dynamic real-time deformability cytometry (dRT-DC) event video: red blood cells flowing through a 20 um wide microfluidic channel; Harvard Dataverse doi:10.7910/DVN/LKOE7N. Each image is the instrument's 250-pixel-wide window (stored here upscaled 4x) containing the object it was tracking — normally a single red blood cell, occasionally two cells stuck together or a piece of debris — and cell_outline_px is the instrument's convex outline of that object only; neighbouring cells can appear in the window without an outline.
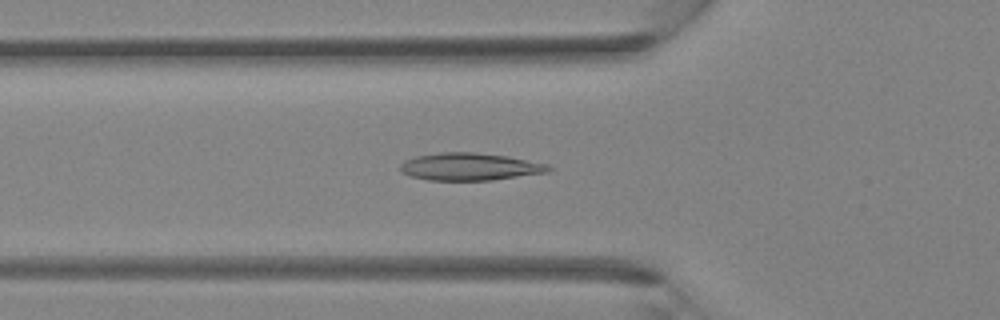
{"species": "Egyptian fruit bat (a non-hibernating species)", "species_latin": "Rousettus aegyptiacus", "temperature_condition": "room temperature", "stored_images_in_passage": 40, "camera_frame_rate_fps": 3000, "um_per_image_px": 0.085, "animal": {"sex": "female"}, "frame": {"image": 1, "passage_image": 14, "time_ms": 4.333, "image_size_px": [1000, 320], "cell_outline_px": [[552, 168], [548, 172], [492, 180], [428, 180], [412, 176], [400, 172], [400, 164], [404, 160], [416, 156], [440, 152], [476, 152], [508, 156], [548, 164]], "centroid_in_image_um": [39.92, 14.16], "position_along_channel_um": 85.9, "area_um2": 23.76}}
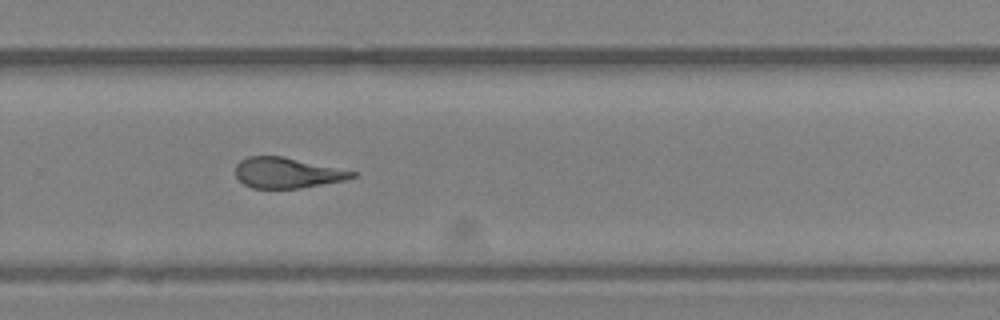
{"frame": {"image": 2, "passage_image": 27, "time_ms": 8.667, "image_size_px": [1000, 320], "cell_outline_px": [[356, 176], [344, 180], [300, 188], [252, 188], [244, 184], [236, 176], [236, 164], [240, 160], [248, 156], [284, 156], [356, 172]], "centroid_in_image_um": [24.37, 14.68], "position_along_channel_um": 305.4, "area_um2": 20.58}}
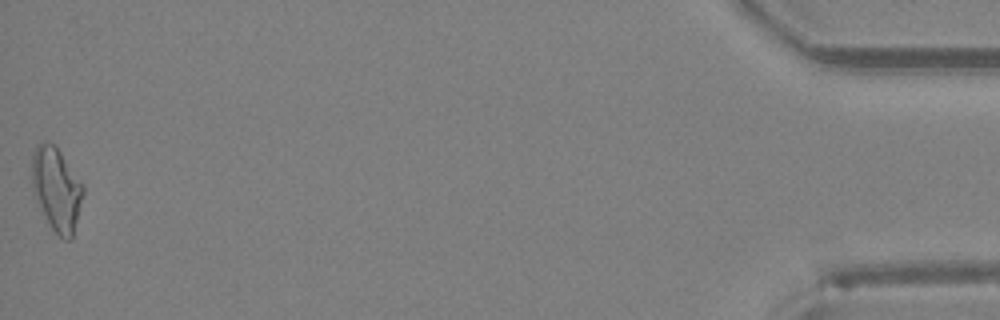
{"frame": {"image": 3, "passage_image": 40, "time_ms": 13.0, "image_size_px": [1000, 320], "cell_outline_px": [[84, 192], [72, 240], [64, 240], [48, 224], [32, 192], [32, 152], [36, 144], [44, 140], [52, 144], [60, 152], [84, 184]], "centroid_in_image_um": [4.8, 16.07], "position_along_channel_um": 430.4, "area_um2": 25.09}}